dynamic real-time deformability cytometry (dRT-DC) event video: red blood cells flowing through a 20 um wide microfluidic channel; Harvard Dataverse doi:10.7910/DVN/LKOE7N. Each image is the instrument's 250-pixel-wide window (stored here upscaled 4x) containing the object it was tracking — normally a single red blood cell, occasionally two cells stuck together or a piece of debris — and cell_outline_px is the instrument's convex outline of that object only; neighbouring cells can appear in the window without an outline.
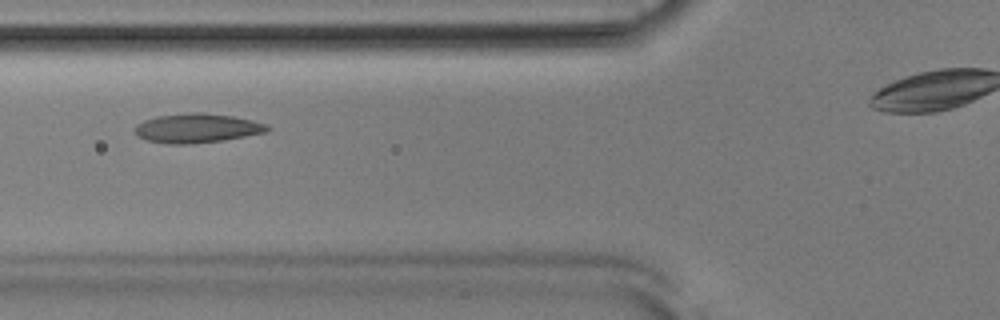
{"species": "Egyptian fruit bat (a non-hibernating species)", "species_latin": "Rousettus aegyptiacus", "temperature_condition": "room temperature", "stored_images_in_passage": 37, "camera_frame_rate_fps": 3000, "um_per_image_px": 0.085, "animal": {"sex": "male"}, "frame": {"image": 1, "passage_image": 11, "time_ms": 3.333, "image_size_px": [1000, 320], "cell_outline_px": [[272, 128], [268, 132], [220, 140], [192, 144], [168, 144], [148, 140], [136, 136], [132, 128], [136, 124], [144, 120], [156, 116], [192, 112], [204, 112], [232, 116], [252, 120], [268, 124]], "centroid_in_image_um": [16.72, 10.89], "position_along_channel_um": 109.1, "area_um2": 22.77}}
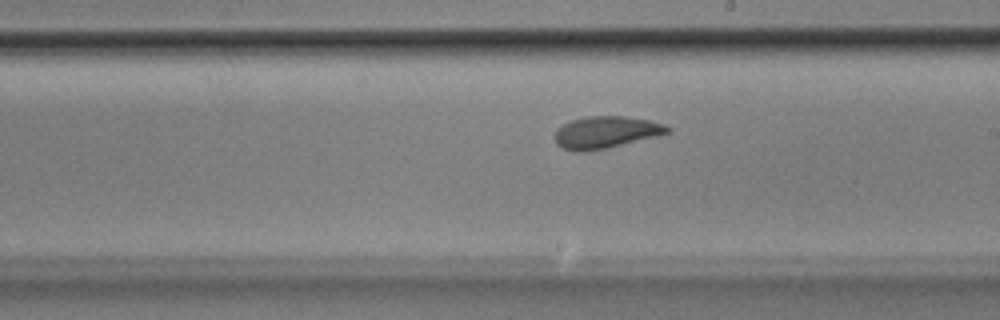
{"frame": {"image": 2, "passage_image": 21, "time_ms": 6.667, "image_size_px": [1000, 320], "cell_outline_px": [[672, 132], [608, 148], [580, 152], [576, 152], [564, 148], [556, 144], [556, 128], [572, 120], [584, 116], [624, 116], [648, 120], [664, 124], [672, 128]], "centroid_in_image_um": [51.51, 11.24], "position_along_channel_um": 237.5, "area_um2": 20.98}}
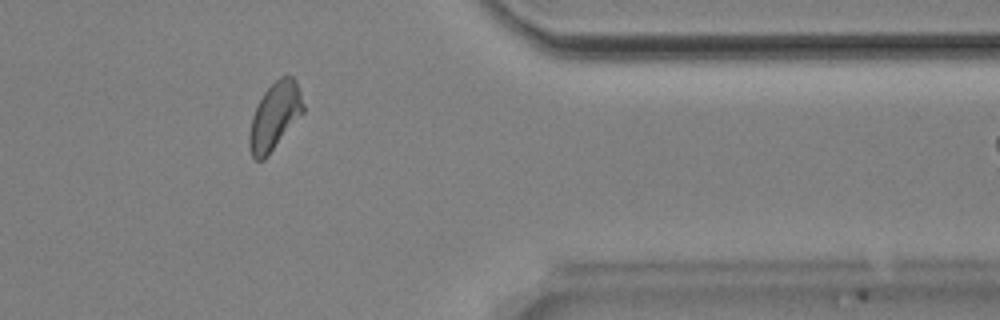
{"frame": {"image": 3, "passage_image": 34, "time_ms": 11.0, "image_size_px": [1000, 320], "cell_outline_px": [[304, 112], [264, 160], [256, 160], [252, 156], [248, 144], [248, 136], [252, 116], [264, 92], [280, 76], [292, 76], [296, 80], [304, 104]], "centroid_in_image_um": [23.35, 9.88], "position_along_channel_um": 388.1, "area_um2": 20.92}}